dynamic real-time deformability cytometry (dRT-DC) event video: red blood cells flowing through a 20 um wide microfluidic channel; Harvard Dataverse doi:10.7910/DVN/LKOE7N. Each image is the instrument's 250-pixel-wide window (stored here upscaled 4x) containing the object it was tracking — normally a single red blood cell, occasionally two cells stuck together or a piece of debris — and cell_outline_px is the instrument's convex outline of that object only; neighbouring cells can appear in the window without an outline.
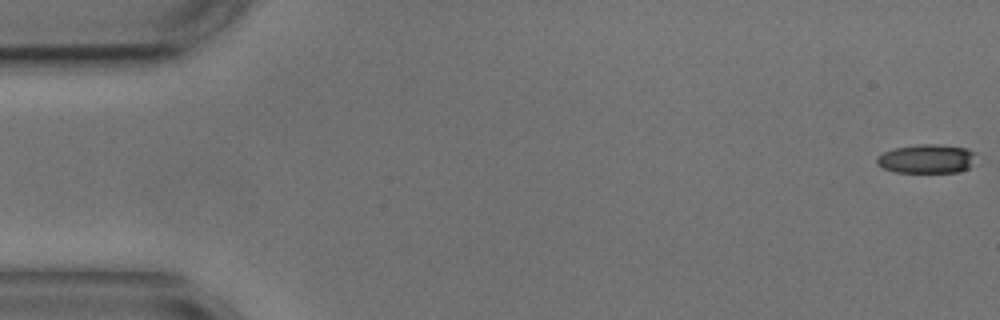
{"species": "common noctule bat (a hibernating species)", "species_latin": "Nyctalus noctula", "temperature_condition": "cold", "stored_images_in_passage": 46, "camera_frame_rate_fps": 3000, "um_per_image_px": 0.085, "animal": {"sex": "male", "body_mass_g": 17.9, "forearm_length_mm": 54.2}, "frame": {"image": 1, "passage_image": 1, "time_ms": 0.0, "image_size_px": [1000, 320], "cell_outline_px": [[980, 160], [968, 168], [960, 172], [896, 172], [884, 168], [876, 164], [876, 156], [884, 152], [896, 148], [920, 144], [936, 144], [968, 148], [976, 152]], "centroid_in_image_um": [78.86, 13.5], "position_along_channel_um": 6.1, "area_um2": 17.11}}